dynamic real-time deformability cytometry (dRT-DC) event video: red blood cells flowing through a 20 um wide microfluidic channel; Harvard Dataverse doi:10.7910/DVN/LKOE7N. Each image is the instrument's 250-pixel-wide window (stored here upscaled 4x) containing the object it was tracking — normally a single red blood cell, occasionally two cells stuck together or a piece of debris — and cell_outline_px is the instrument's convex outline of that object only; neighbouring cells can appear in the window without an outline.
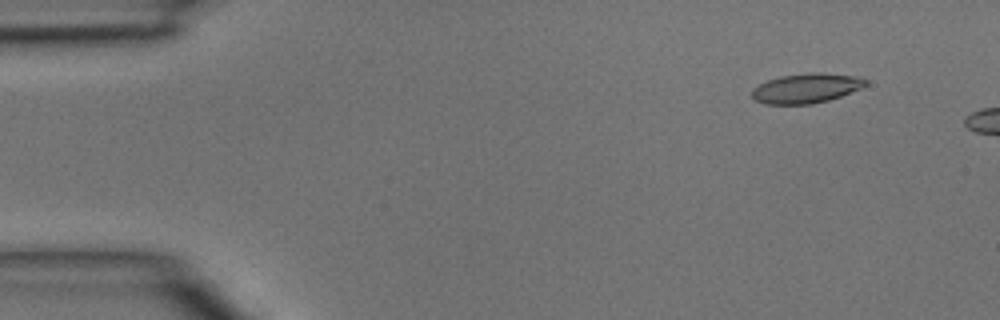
{"species": "common noctule bat (a hibernating species)", "species_latin": "Nyctalus noctula", "temperature_condition": "room temperature", "stored_images_in_passage": 5, "segment_of_instrument_passage": [2, 2], "camera_frame_rate_fps": 3000, "um_per_image_px": 0.085, "animal": {"sex": "male", "body_mass_g": 15.6}, "frame": {"image": 1, "passage_image": 5, "time_ms": 1.333, "image_size_px": [1000, 320], "cell_outline_px": [[868, 84], [860, 88], [840, 96], [828, 100], [812, 104], [764, 104], [756, 100], [752, 96], [752, 88], [768, 80], [780, 76], [812, 72], [820, 72], [860, 76], [868, 80]], "centroid_in_image_um": [68.55, 7.49], "position_along_channel_um": 16.4, "area_um2": 19.71}}